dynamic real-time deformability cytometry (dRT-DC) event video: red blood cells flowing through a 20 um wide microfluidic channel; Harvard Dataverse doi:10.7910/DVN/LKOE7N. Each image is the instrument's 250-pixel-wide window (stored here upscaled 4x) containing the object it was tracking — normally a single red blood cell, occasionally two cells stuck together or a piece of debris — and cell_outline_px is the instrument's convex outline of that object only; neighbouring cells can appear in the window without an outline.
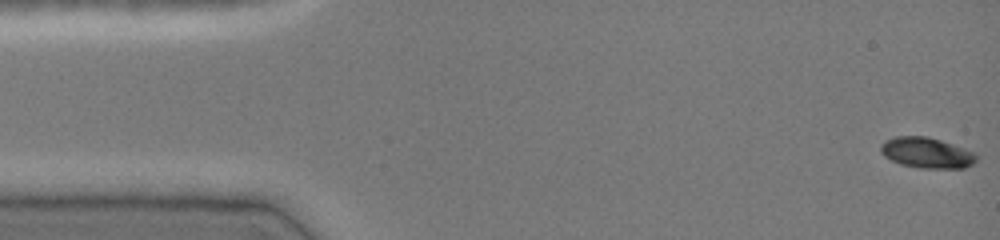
{"species": "common noctule bat (a hibernating species)", "species_latin": "Nyctalus noctula", "temperature_condition": "cold", "stored_images_in_passage": 47, "camera_frame_rate_fps": 3000, "um_per_image_px": 0.085, "animal": {"sex": "female", "body_mass_g": 19.0, "forearm_length_mm": 51.5}, "frame": {"image": 1, "passage_image": 1, "time_ms": 0.0, "image_size_px": [1000, 240], "cell_outline_px": [[976, 160], [972, 164], [964, 168], [920, 168], [900, 164], [884, 156], [880, 152], [880, 144], [896, 136], [928, 136], [976, 152]], "centroid_in_image_um": [78.77, 12.99], "position_along_channel_um": 6.2, "area_um2": 17.05}}
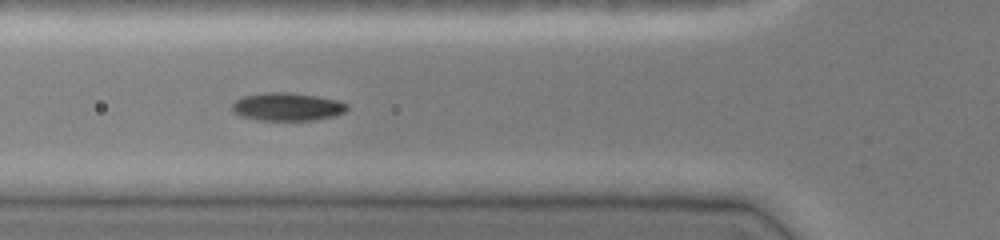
{"frame": {"image": 2, "passage_image": 17, "time_ms": 5.333, "image_size_px": [1000, 240], "cell_outline_px": [[348, 108], [344, 112], [332, 116], [312, 120], [260, 120], [240, 116], [232, 112], [232, 104], [240, 96], [264, 92], [288, 92], [316, 96], [336, 100], [348, 104]], "centroid_in_image_um": [24.36, 9.06], "position_along_channel_um": 101.4, "area_um2": 18.79}}
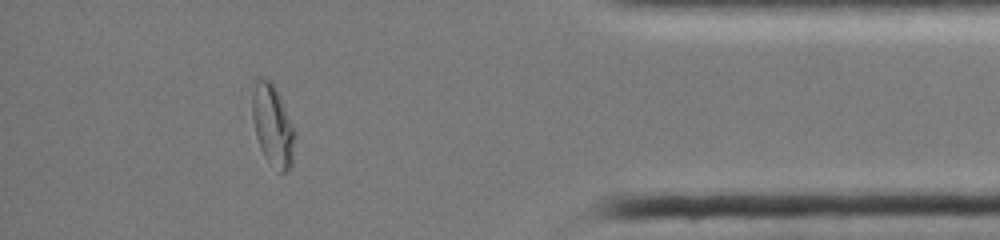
{"frame": {"image": 3, "passage_image": 42, "time_ms": 13.667, "image_size_px": [1000, 240], "cell_outline_px": [[296, 136], [292, 164], [284, 172], [280, 172], [264, 156], [260, 148], [256, 136], [252, 116], [252, 80], [256, 76], [272, 80], [276, 88], [296, 132]], "centroid_in_image_um": [23.16, 10.58], "position_along_channel_um": 412.0, "area_um2": 20.52}, "authors_computed_cell_mechanics": {"area_um2": 18.3804, "velocity_mm_per_s": 4.0477, "shape_relaxation_time_tau1_ms": 5.9498, "shape_relaxation_time_tau2_ms": 1.2133, "deformation_change_tau1": 0.2079, "deformation_change_tau2": 0.0322}}